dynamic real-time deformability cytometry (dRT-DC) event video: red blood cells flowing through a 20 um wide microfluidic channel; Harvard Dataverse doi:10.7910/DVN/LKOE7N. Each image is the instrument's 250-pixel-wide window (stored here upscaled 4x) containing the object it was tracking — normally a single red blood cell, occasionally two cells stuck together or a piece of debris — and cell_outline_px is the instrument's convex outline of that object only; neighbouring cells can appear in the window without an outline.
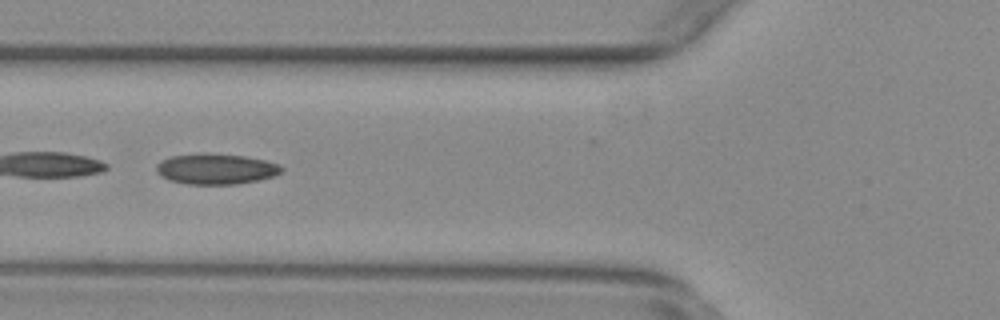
{"species": "common noctule bat (a hibernating species)", "species_latin": "Nyctalus noctula", "temperature_condition": "warm", "stored_images_in_passage": 35, "camera_frame_rate_fps": 3000, "um_per_image_px": 0.085, "animal": {"sex": "female", "body_mass_g": 29.2, "forearm_length_mm": 56.3}, "frame": {"image": 1, "passage_image": 4, "time_ms": 1.0, "image_size_px": [1000, 320], "cell_outline_px": [[284, 168], [276, 176], [236, 184], [188, 184], [168, 180], [160, 176], [156, 172], [156, 164], [160, 160], [172, 156], [204, 152], [244, 156], [264, 160], [280, 164]], "centroid_in_image_um": [18.33, 14.35], "position_along_channel_um": 107.5, "area_um2": 22.54}}
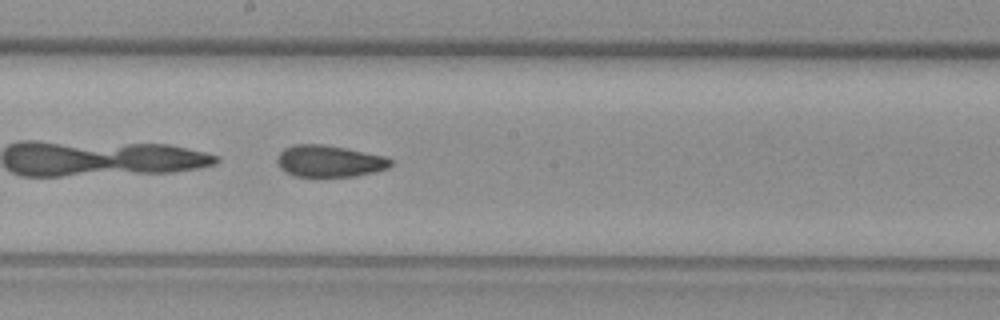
{"frame": {"image": 2, "passage_image": 13, "time_ms": 4.0, "image_size_px": [1000, 320], "cell_outline_px": [[392, 164], [388, 168], [376, 172], [356, 176], [316, 180], [296, 176], [284, 172], [276, 164], [276, 156], [284, 148], [296, 144], [324, 144], [348, 148], [384, 156], [392, 160]], "centroid_in_image_um": [27.95, 13.74], "position_along_channel_um": 220.2, "area_um2": 22.08}}
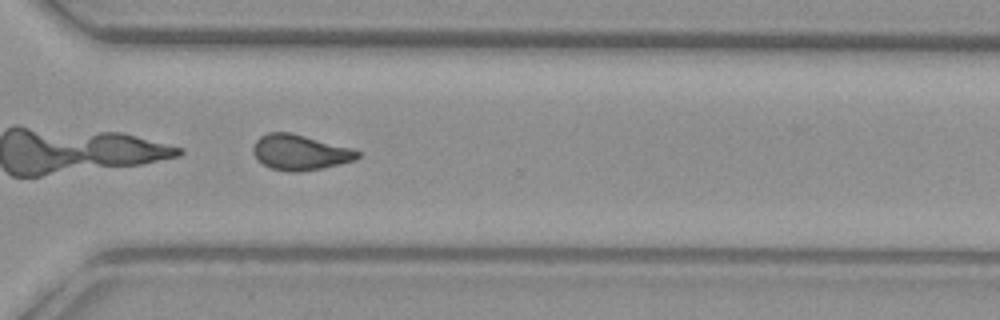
{"frame": {"image": 3, "passage_image": 23, "time_ms": 7.333, "image_size_px": [1000, 320], "cell_outline_px": [[360, 156], [356, 160], [340, 164], [300, 172], [288, 172], [268, 168], [252, 152], [252, 148], [256, 140], [260, 136], [268, 132], [292, 132], [352, 148], [360, 152]], "centroid_in_image_um": [25.5, 12.94], "position_along_channel_um": 345.1, "area_um2": 21.68}, "authors_computed_cell_mechanics": {"area_um2": 21.5594, "velocity_mm_per_s": 3.753, "shape_relaxation_time_tau1_ms": null, "shape_relaxation_time_tau2_ms": 2.4379, "deformation_change_tau1": null, "deformation_change_tau2": 0.091}}